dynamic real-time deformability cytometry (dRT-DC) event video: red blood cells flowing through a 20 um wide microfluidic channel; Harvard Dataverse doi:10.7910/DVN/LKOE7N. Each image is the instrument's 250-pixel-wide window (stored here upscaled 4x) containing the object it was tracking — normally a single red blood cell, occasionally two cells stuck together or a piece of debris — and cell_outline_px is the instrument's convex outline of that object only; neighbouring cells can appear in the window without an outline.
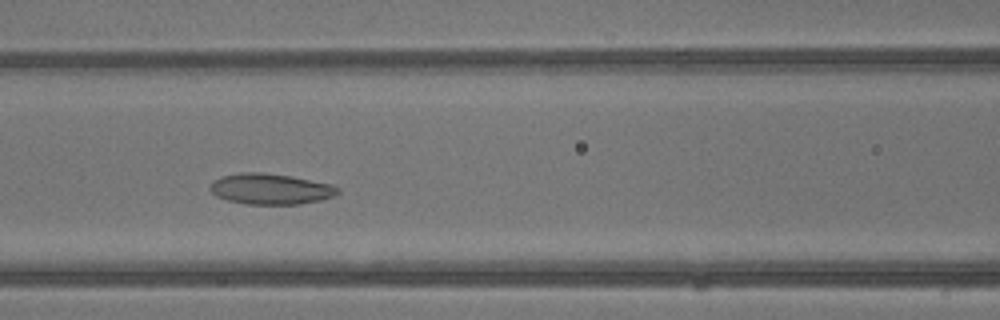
{"species": "common noctule bat (a hibernating species)", "species_latin": "Nyctalus noctula", "temperature_condition": "warm", "stored_images_in_passage": 28, "camera_frame_rate_fps": 3000, "um_per_image_px": 0.085, "animal": {"sex": "male", "body_mass_g": 13.3}, "frame": {"image": 1, "passage_image": 9, "time_ms": 2.667, "image_size_px": [1000, 320], "cell_outline_px": [[340, 192], [332, 196], [320, 200], [300, 204], [248, 204], [228, 200], [216, 196], [208, 188], [212, 180], [220, 176], [240, 172], [264, 172], [292, 176], [328, 184], [340, 188]], "centroid_in_image_um": [22.94, 16.05], "position_along_channel_um": 143.7, "area_um2": 22.95}}
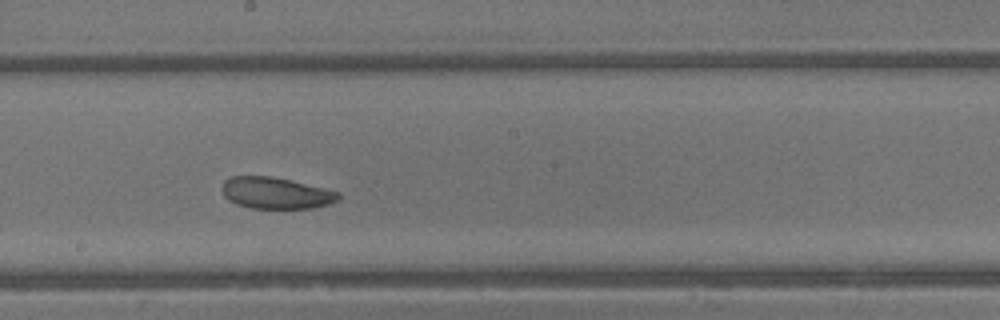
{"frame": {"image": 2, "passage_image": 14, "time_ms": 4.333, "image_size_px": [1000, 320], "cell_outline_px": [[340, 196], [336, 200], [328, 204], [312, 208], [252, 208], [236, 204], [228, 200], [224, 196], [220, 188], [224, 180], [232, 176], [268, 176], [288, 180], [324, 188], [340, 192]], "centroid_in_image_um": [23.39, 16.41], "position_along_channel_um": 224.8, "area_um2": 21.21}}
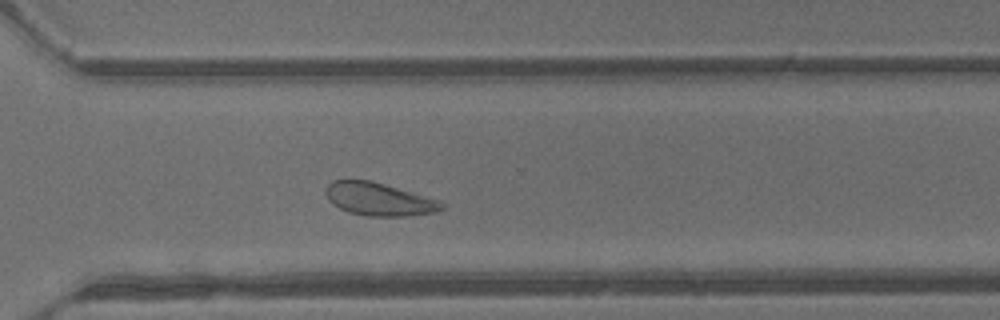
{"frame": {"image": 3, "passage_image": 21, "time_ms": 6.667, "image_size_px": [1000, 320], "cell_outline_px": [[444, 208], [432, 212], [408, 216], [368, 216], [348, 212], [332, 204], [328, 200], [324, 192], [324, 188], [332, 180], [372, 180], [424, 196], [436, 200], [444, 204]], "centroid_in_image_um": [32.12, 16.92], "position_along_channel_um": 338.5, "area_um2": 22.08}, "authors_computed_cell_mechanics": {"area_um2": 22.3686, "velocity_mm_per_s": 4.8776, "shape_relaxation_time_tau1_ms": null, "shape_relaxation_time_tau2_ms": 4.894, "deformation_change_tau1": null, "deformation_change_tau2": 0.1344}}